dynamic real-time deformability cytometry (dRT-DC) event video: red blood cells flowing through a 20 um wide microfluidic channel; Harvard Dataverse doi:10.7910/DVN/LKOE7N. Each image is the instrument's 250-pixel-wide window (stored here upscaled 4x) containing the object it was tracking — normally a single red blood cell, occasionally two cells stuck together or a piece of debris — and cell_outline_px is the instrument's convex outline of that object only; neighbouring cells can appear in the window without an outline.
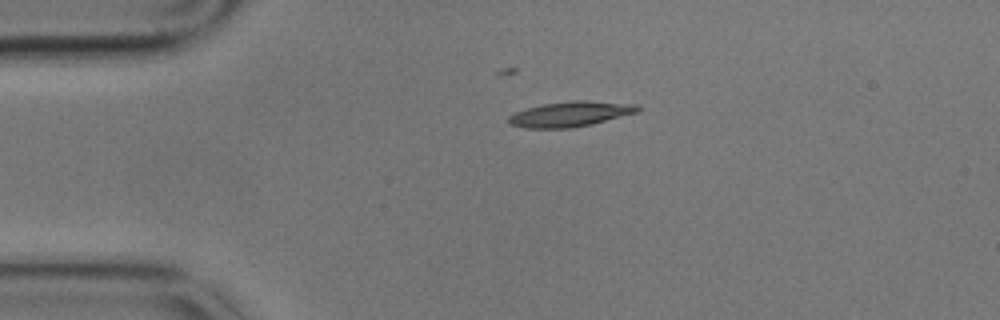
{"species": "common noctule bat (a hibernating species)", "species_latin": "Nyctalus noctula", "temperature_condition": "cold", "stored_images_in_passage": 47, "camera_frame_rate_fps": 3000, "um_per_image_px": 0.085, "animal": {"sex": "male", "body_mass_g": 17.9}, "frame": {"image": 1, "passage_image": 1, "time_ms": 0.0, "image_size_px": [1000, 320], "cell_outline_px": [[640, 112], [592, 124], [572, 128], [524, 128], [508, 124], [508, 116], [516, 112], [528, 108], [544, 104], [576, 100], [580, 100], [636, 104], [640, 108]], "centroid_in_image_um": [48.49, 9.7], "position_along_channel_um": 36.5, "area_um2": 18.9}}
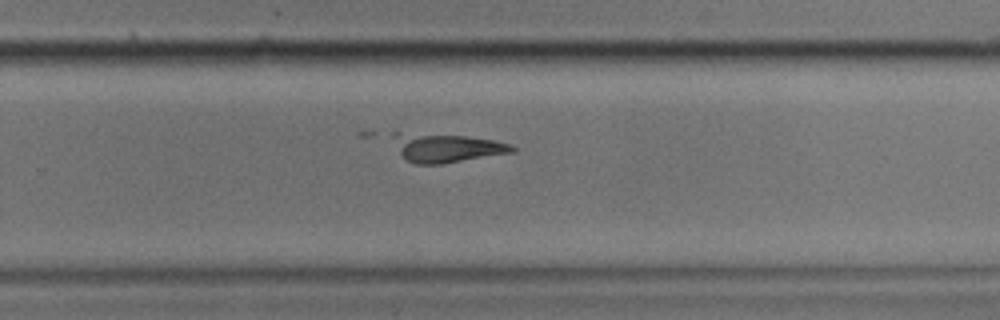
{"frame": {"image": 2, "passage_image": 26, "time_ms": 8.333, "image_size_px": [1000, 320], "cell_outline_px": [[516, 152], [440, 164], [416, 164], [408, 160], [400, 152], [388, 132], [396, 132], [464, 136], [492, 140], [508, 144], [516, 148]], "centroid_in_image_um": [37.92, 12.56], "position_along_channel_um": 291.9, "area_um2": 19.65}}
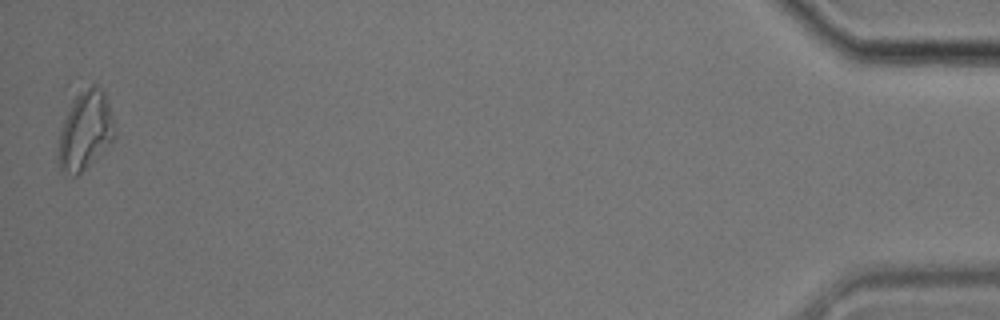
{"frame": {"image": 3, "passage_image": 46, "time_ms": 15.0, "image_size_px": [1000, 320], "cell_outline_px": [[116, 136], [76, 176], [72, 176], [60, 168], [56, 156], [56, 152], [60, 128], [76, 88], [92, 84], [96, 84], [104, 92], [108, 104], [116, 132]], "centroid_in_image_um": [7.18, 11.01], "position_along_channel_um": 428.0, "area_um2": 26.13}, "authors_computed_cell_mechanics": {"area_um2": 18.6694, "velocity_mm_per_s": 3.42, "shape_relaxation_time_tau1_ms": null, "shape_relaxation_time_tau2_ms": 7.4504, "deformation_change_tau1": null, "deformation_change_tau2": 0.2698}}